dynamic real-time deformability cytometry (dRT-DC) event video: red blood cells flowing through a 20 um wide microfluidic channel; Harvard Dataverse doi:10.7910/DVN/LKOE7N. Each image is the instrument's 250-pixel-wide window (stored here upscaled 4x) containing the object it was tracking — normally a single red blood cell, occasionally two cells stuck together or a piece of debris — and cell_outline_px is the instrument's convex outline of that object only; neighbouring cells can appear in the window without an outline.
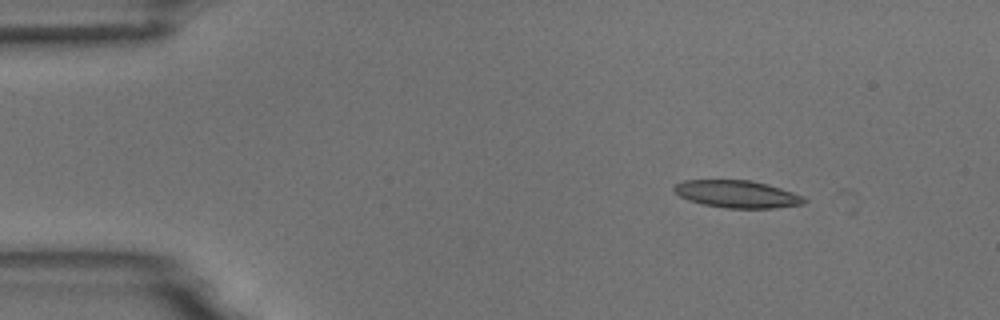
{"species": "common noctule bat (a hibernating species)", "species_latin": "Nyctalus noctula", "temperature_condition": "room temperature", "stored_images_in_passage": 3, "camera_frame_rate_fps": 3000, "um_per_image_px": 0.085, "animal": {"sex": "male", "body_mass_g": 18.8}, "frame": {"image": 1, "passage_image": 2, "time_ms": 2.0, "image_size_px": [1000, 320], "cell_outline_px": [[808, 200], [804, 204], [776, 208], [728, 208], [704, 204], [688, 200], [680, 196], [672, 188], [676, 184], [684, 180], [752, 180], [768, 184], [804, 196]], "centroid_in_image_um": [62.69, 16.49], "position_along_channel_um": 22.3, "area_um2": 20.75}}